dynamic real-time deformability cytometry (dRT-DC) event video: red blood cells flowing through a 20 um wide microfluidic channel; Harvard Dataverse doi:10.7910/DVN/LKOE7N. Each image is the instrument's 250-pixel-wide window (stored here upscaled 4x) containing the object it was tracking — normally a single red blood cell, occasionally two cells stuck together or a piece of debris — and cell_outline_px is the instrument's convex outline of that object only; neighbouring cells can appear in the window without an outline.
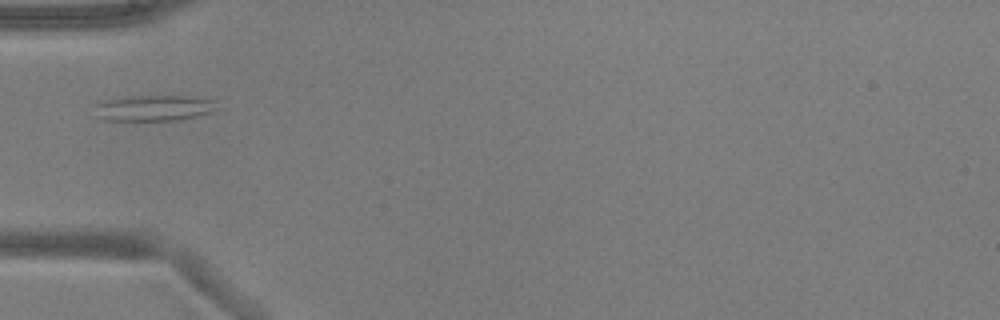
{"species": "common noctule bat (a hibernating species)", "species_latin": "Nyctalus noctula", "temperature_condition": "warm", "stored_images_in_passage": 2, "camera_frame_rate_fps": 3000, "um_per_image_px": 0.085, "animal": {"sex": "male", "body_mass_g": 17.9, "forearm_length_mm": 54.2}, "frame": {"image": 1, "passage_image": 2, "time_ms": 0.333, "image_size_px": [1000, 320], "cell_outline_px": [[224, 108], [216, 112], [176, 120], [104, 120], [96, 116], [92, 104], [104, 100], [124, 96], [192, 96], [216, 100]], "centroid_in_image_um": [13.15, 9.17], "position_along_channel_um": 71.9, "area_um2": 19.13}}